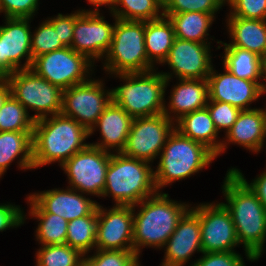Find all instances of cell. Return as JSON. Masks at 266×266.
Wrapping results in <instances>:
<instances>
[{"label":"cell","instance_id":"obj_1","mask_svg":"<svg viewBox=\"0 0 266 266\" xmlns=\"http://www.w3.org/2000/svg\"><path fill=\"white\" fill-rule=\"evenodd\" d=\"M239 243L245 246L249 260H257L266 238V210L252 190L229 170L223 185Z\"/></svg>","mask_w":266,"mask_h":266},{"label":"cell","instance_id":"obj_2","mask_svg":"<svg viewBox=\"0 0 266 266\" xmlns=\"http://www.w3.org/2000/svg\"><path fill=\"white\" fill-rule=\"evenodd\" d=\"M88 135L80 123L62 114L36 120L32 134L33 168L54 161L62 165L88 145L82 143Z\"/></svg>","mask_w":266,"mask_h":266},{"label":"cell","instance_id":"obj_3","mask_svg":"<svg viewBox=\"0 0 266 266\" xmlns=\"http://www.w3.org/2000/svg\"><path fill=\"white\" fill-rule=\"evenodd\" d=\"M148 163L121 152L111 154L102 195L111 193L119 206H135L149 198V195H154L157 192L154 172Z\"/></svg>","mask_w":266,"mask_h":266},{"label":"cell","instance_id":"obj_4","mask_svg":"<svg viewBox=\"0 0 266 266\" xmlns=\"http://www.w3.org/2000/svg\"><path fill=\"white\" fill-rule=\"evenodd\" d=\"M152 198L142 200L143 206L134 217L133 247L139 256V247L166 245L175 231L180 218L188 210L186 204H178L168 199V194L156 193Z\"/></svg>","mask_w":266,"mask_h":266},{"label":"cell","instance_id":"obj_5","mask_svg":"<svg viewBox=\"0 0 266 266\" xmlns=\"http://www.w3.org/2000/svg\"><path fill=\"white\" fill-rule=\"evenodd\" d=\"M151 71L118 74L127 83L112 90V101L133 119L161 113L170 117L163 104V97L171 76Z\"/></svg>","mask_w":266,"mask_h":266},{"label":"cell","instance_id":"obj_6","mask_svg":"<svg viewBox=\"0 0 266 266\" xmlns=\"http://www.w3.org/2000/svg\"><path fill=\"white\" fill-rule=\"evenodd\" d=\"M154 172L156 189L186 178L206 167L216 155L205 145L181 135L176 129L167 138Z\"/></svg>","mask_w":266,"mask_h":266},{"label":"cell","instance_id":"obj_7","mask_svg":"<svg viewBox=\"0 0 266 266\" xmlns=\"http://www.w3.org/2000/svg\"><path fill=\"white\" fill-rule=\"evenodd\" d=\"M115 19L105 68L117 74L150 71L153 66L145 49V21Z\"/></svg>","mask_w":266,"mask_h":266},{"label":"cell","instance_id":"obj_8","mask_svg":"<svg viewBox=\"0 0 266 266\" xmlns=\"http://www.w3.org/2000/svg\"><path fill=\"white\" fill-rule=\"evenodd\" d=\"M5 78L10 85L11 95L26 110L29 107L39 112L32 116L35 121L47 117L48 113L52 116L61 114L63 90L52 85L31 68L20 69Z\"/></svg>","mask_w":266,"mask_h":266},{"label":"cell","instance_id":"obj_9","mask_svg":"<svg viewBox=\"0 0 266 266\" xmlns=\"http://www.w3.org/2000/svg\"><path fill=\"white\" fill-rule=\"evenodd\" d=\"M90 63L85 55L64 47L36 57L31 69L52 85L65 90L87 82L84 74L88 72Z\"/></svg>","mask_w":266,"mask_h":266},{"label":"cell","instance_id":"obj_10","mask_svg":"<svg viewBox=\"0 0 266 266\" xmlns=\"http://www.w3.org/2000/svg\"><path fill=\"white\" fill-rule=\"evenodd\" d=\"M102 85L101 82L87 79V82L63 90L61 114L80 123L89 135L93 133V125L112 101V91L106 95Z\"/></svg>","mask_w":266,"mask_h":266},{"label":"cell","instance_id":"obj_11","mask_svg":"<svg viewBox=\"0 0 266 266\" xmlns=\"http://www.w3.org/2000/svg\"><path fill=\"white\" fill-rule=\"evenodd\" d=\"M110 156L111 153L88 144L65 161L61 166L68 175L72 189L102 195Z\"/></svg>","mask_w":266,"mask_h":266},{"label":"cell","instance_id":"obj_12","mask_svg":"<svg viewBox=\"0 0 266 266\" xmlns=\"http://www.w3.org/2000/svg\"><path fill=\"white\" fill-rule=\"evenodd\" d=\"M172 118L164 113L134 118L122 154L150 162L163 149L173 132ZM172 128V129H171Z\"/></svg>","mask_w":266,"mask_h":266},{"label":"cell","instance_id":"obj_13","mask_svg":"<svg viewBox=\"0 0 266 266\" xmlns=\"http://www.w3.org/2000/svg\"><path fill=\"white\" fill-rule=\"evenodd\" d=\"M200 219L202 253L233 251L239 244L229 210L223 203L202 204L194 210Z\"/></svg>","mask_w":266,"mask_h":266},{"label":"cell","instance_id":"obj_14","mask_svg":"<svg viewBox=\"0 0 266 266\" xmlns=\"http://www.w3.org/2000/svg\"><path fill=\"white\" fill-rule=\"evenodd\" d=\"M134 207L116 205L104 212L101 206H97L95 246L98 250H134Z\"/></svg>","mask_w":266,"mask_h":266},{"label":"cell","instance_id":"obj_15","mask_svg":"<svg viewBox=\"0 0 266 266\" xmlns=\"http://www.w3.org/2000/svg\"><path fill=\"white\" fill-rule=\"evenodd\" d=\"M6 20V26H0V78L32 66L29 18ZM26 55V63L19 68L20 59Z\"/></svg>","mask_w":266,"mask_h":266},{"label":"cell","instance_id":"obj_16","mask_svg":"<svg viewBox=\"0 0 266 266\" xmlns=\"http://www.w3.org/2000/svg\"><path fill=\"white\" fill-rule=\"evenodd\" d=\"M114 26L99 17L98 9L76 18L71 48L89 58H101L110 49Z\"/></svg>","mask_w":266,"mask_h":266},{"label":"cell","instance_id":"obj_17","mask_svg":"<svg viewBox=\"0 0 266 266\" xmlns=\"http://www.w3.org/2000/svg\"><path fill=\"white\" fill-rule=\"evenodd\" d=\"M208 45L175 38L164 62L179 79H207L211 69Z\"/></svg>","mask_w":266,"mask_h":266},{"label":"cell","instance_id":"obj_18","mask_svg":"<svg viewBox=\"0 0 266 266\" xmlns=\"http://www.w3.org/2000/svg\"><path fill=\"white\" fill-rule=\"evenodd\" d=\"M224 74H216L214 70L207 78L210 101L226 102L240 110H248V103L261 95V83L246 80L233 75L225 69Z\"/></svg>","mask_w":266,"mask_h":266},{"label":"cell","instance_id":"obj_19","mask_svg":"<svg viewBox=\"0 0 266 266\" xmlns=\"http://www.w3.org/2000/svg\"><path fill=\"white\" fill-rule=\"evenodd\" d=\"M166 244V264L182 266L195 250L202 252L200 219L194 209L184 213Z\"/></svg>","mask_w":266,"mask_h":266},{"label":"cell","instance_id":"obj_20","mask_svg":"<svg viewBox=\"0 0 266 266\" xmlns=\"http://www.w3.org/2000/svg\"><path fill=\"white\" fill-rule=\"evenodd\" d=\"M73 191V192H72ZM75 189L49 190L30 197L47 213L56 214L68 222L90 215L98 206L94 201L76 194Z\"/></svg>","mask_w":266,"mask_h":266},{"label":"cell","instance_id":"obj_21","mask_svg":"<svg viewBox=\"0 0 266 266\" xmlns=\"http://www.w3.org/2000/svg\"><path fill=\"white\" fill-rule=\"evenodd\" d=\"M266 131V110H241L236 122L227 131L228 141L238 143L255 152L263 146Z\"/></svg>","mask_w":266,"mask_h":266},{"label":"cell","instance_id":"obj_22","mask_svg":"<svg viewBox=\"0 0 266 266\" xmlns=\"http://www.w3.org/2000/svg\"><path fill=\"white\" fill-rule=\"evenodd\" d=\"M132 121L133 118L122 107L111 101L96 121V126L99 125L104 141L101 144L92 143L91 145L105 151L108 147H117L118 153L122 152Z\"/></svg>","mask_w":266,"mask_h":266},{"label":"cell","instance_id":"obj_23","mask_svg":"<svg viewBox=\"0 0 266 266\" xmlns=\"http://www.w3.org/2000/svg\"><path fill=\"white\" fill-rule=\"evenodd\" d=\"M177 121L179 127L174 128L181 135L205 145L216 156L224 151L226 145L215 141L218 131L207 107L184 114Z\"/></svg>","mask_w":266,"mask_h":266},{"label":"cell","instance_id":"obj_24","mask_svg":"<svg viewBox=\"0 0 266 266\" xmlns=\"http://www.w3.org/2000/svg\"><path fill=\"white\" fill-rule=\"evenodd\" d=\"M228 22L233 41L223 43L225 47L248 50L261 58L266 56V20L230 16Z\"/></svg>","mask_w":266,"mask_h":266},{"label":"cell","instance_id":"obj_25","mask_svg":"<svg viewBox=\"0 0 266 266\" xmlns=\"http://www.w3.org/2000/svg\"><path fill=\"white\" fill-rule=\"evenodd\" d=\"M200 82V83H199ZM171 111L180 116L205 108L209 100L207 79H180V84L173 89L170 97Z\"/></svg>","mask_w":266,"mask_h":266},{"label":"cell","instance_id":"obj_26","mask_svg":"<svg viewBox=\"0 0 266 266\" xmlns=\"http://www.w3.org/2000/svg\"><path fill=\"white\" fill-rule=\"evenodd\" d=\"M33 132H0V176L10 163L21 153L20 167L23 169L33 168Z\"/></svg>","mask_w":266,"mask_h":266},{"label":"cell","instance_id":"obj_27","mask_svg":"<svg viewBox=\"0 0 266 266\" xmlns=\"http://www.w3.org/2000/svg\"><path fill=\"white\" fill-rule=\"evenodd\" d=\"M165 18V19H164ZM175 39L172 22L166 17L145 21V49L149 62L164 63Z\"/></svg>","mask_w":266,"mask_h":266},{"label":"cell","instance_id":"obj_28","mask_svg":"<svg viewBox=\"0 0 266 266\" xmlns=\"http://www.w3.org/2000/svg\"><path fill=\"white\" fill-rule=\"evenodd\" d=\"M174 27L175 38L206 44L203 38L213 21V15L203 12L163 14Z\"/></svg>","mask_w":266,"mask_h":266},{"label":"cell","instance_id":"obj_29","mask_svg":"<svg viewBox=\"0 0 266 266\" xmlns=\"http://www.w3.org/2000/svg\"><path fill=\"white\" fill-rule=\"evenodd\" d=\"M224 67L233 75L251 81L262 76V58L237 47H225Z\"/></svg>","mask_w":266,"mask_h":266},{"label":"cell","instance_id":"obj_30","mask_svg":"<svg viewBox=\"0 0 266 266\" xmlns=\"http://www.w3.org/2000/svg\"><path fill=\"white\" fill-rule=\"evenodd\" d=\"M32 216L40 220L37 238L42 245L64 244L67 238L68 221L56 214L45 212L30 196Z\"/></svg>","mask_w":266,"mask_h":266},{"label":"cell","instance_id":"obj_31","mask_svg":"<svg viewBox=\"0 0 266 266\" xmlns=\"http://www.w3.org/2000/svg\"><path fill=\"white\" fill-rule=\"evenodd\" d=\"M97 208L84 217L68 222L66 244L86 254L96 244Z\"/></svg>","mask_w":266,"mask_h":266},{"label":"cell","instance_id":"obj_32","mask_svg":"<svg viewBox=\"0 0 266 266\" xmlns=\"http://www.w3.org/2000/svg\"><path fill=\"white\" fill-rule=\"evenodd\" d=\"M35 120L12 95L0 109V132H33Z\"/></svg>","mask_w":266,"mask_h":266},{"label":"cell","instance_id":"obj_33","mask_svg":"<svg viewBox=\"0 0 266 266\" xmlns=\"http://www.w3.org/2000/svg\"><path fill=\"white\" fill-rule=\"evenodd\" d=\"M117 4H121L125 8L120 11L117 7H110L117 19L152 21L163 17V14L158 15L159 8L163 9V4L159 0H117Z\"/></svg>","mask_w":266,"mask_h":266},{"label":"cell","instance_id":"obj_34","mask_svg":"<svg viewBox=\"0 0 266 266\" xmlns=\"http://www.w3.org/2000/svg\"><path fill=\"white\" fill-rule=\"evenodd\" d=\"M83 256L78 249L66 243L43 245L37 253V266H78Z\"/></svg>","mask_w":266,"mask_h":266},{"label":"cell","instance_id":"obj_35","mask_svg":"<svg viewBox=\"0 0 266 266\" xmlns=\"http://www.w3.org/2000/svg\"><path fill=\"white\" fill-rule=\"evenodd\" d=\"M64 47L59 41L58 29H54L48 21H45L36 30L33 37L31 34L32 63L36 57Z\"/></svg>","mask_w":266,"mask_h":266},{"label":"cell","instance_id":"obj_36","mask_svg":"<svg viewBox=\"0 0 266 266\" xmlns=\"http://www.w3.org/2000/svg\"><path fill=\"white\" fill-rule=\"evenodd\" d=\"M223 3L225 0H166L162 14L203 12L214 16Z\"/></svg>","mask_w":266,"mask_h":266},{"label":"cell","instance_id":"obj_37","mask_svg":"<svg viewBox=\"0 0 266 266\" xmlns=\"http://www.w3.org/2000/svg\"><path fill=\"white\" fill-rule=\"evenodd\" d=\"M206 107L217 131L222 128H226L228 131L236 122L237 116L241 111L238 107L229 103L218 101H211V104L207 103Z\"/></svg>","mask_w":266,"mask_h":266},{"label":"cell","instance_id":"obj_38","mask_svg":"<svg viewBox=\"0 0 266 266\" xmlns=\"http://www.w3.org/2000/svg\"><path fill=\"white\" fill-rule=\"evenodd\" d=\"M98 266H138V256L134 250H98L91 257Z\"/></svg>","mask_w":266,"mask_h":266},{"label":"cell","instance_id":"obj_39","mask_svg":"<svg viewBox=\"0 0 266 266\" xmlns=\"http://www.w3.org/2000/svg\"><path fill=\"white\" fill-rule=\"evenodd\" d=\"M234 12L231 16L266 20V0H227Z\"/></svg>","mask_w":266,"mask_h":266},{"label":"cell","instance_id":"obj_40","mask_svg":"<svg viewBox=\"0 0 266 266\" xmlns=\"http://www.w3.org/2000/svg\"><path fill=\"white\" fill-rule=\"evenodd\" d=\"M38 0H0V12L6 18H31L35 13Z\"/></svg>","mask_w":266,"mask_h":266},{"label":"cell","instance_id":"obj_41","mask_svg":"<svg viewBox=\"0 0 266 266\" xmlns=\"http://www.w3.org/2000/svg\"><path fill=\"white\" fill-rule=\"evenodd\" d=\"M203 258L192 266H244L242 258L233 251L203 253Z\"/></svg>","mask_w":266,"mask_h":266},{"label":"cell","instance_id":"obj_42","mask_svg":"<svg viewBox=\"0 0 266 266\" xmlns=\"http://www.w3.org/2000/svg\"><path fill=\"white\" fill-rule=\"evenodd\" d=\"M81 13L82 11H79L68 16L58 14L56 18L47 20L54 27V29H58L59 41H61L65 47H71L75 21Z\"/></svg>","mask_w":266,"mask_h":266},{"label":"cell","instance_id":"obj_43","mask_svg":"<svg viewBox=\"0 0 266 266\" xmlns=\"http://www.w3.org/2000/svg\"><path fill=\"white\" fill-rule=\"evenodd\" d=\"M22 212L12 205H0V231L19 226L23 222Z\"/></svg>","mask_w":266,"mask_h":266},{"label":"cell","instance_id":"obj_44","mask_svg":"<svg viewBox=\"0 0 266 266\" xmlns=\"http://www.w3.org/2000/svg\"><path fill=\"white\" fill-rule=\"evenodd\" d=\"M231 170L252 190L266 210V172L254 180L253 183L248 184L239 170L234 168Z\"/></svg>","mask_w":266,"mask_h":266},{"label":"cell","instance_id":"obj_45","mask_svg":"<svg viewBox=\"0 0 266 266\" xmlns=\"http://www.w3.org/2000/svg\"><path fill=\"white\" fill-rule=\"evenodd\" d=\"M11 96V88L6 78H0V109Z\"/></svg>","mask_w":266,"mask_h":266},{"label":"cell","instance_id":"obj_46","mask_svg":"<svg viewBox=\"0 0 266 266\" xmlns=\"http://www.w3.org/2000/svg\"><path fill=\"white\" fill-rule=\"evenodd\" d=\"M91 4H94L95 6H101L103 4H110L112 5H117V0H88Z\"/></svg>","mask_w":266,"mask_h":266},{"label":"cell","instance_id":"obj_47","mask_svg":"<svg viewBox=\"0 0 266 266\" xmlns=\"http://www.w3.org/2000/svg\"><path fill=\"white\" fill-rule=\"evenodd\" d=\"M263 75H265V77ZM262 77L266 79V56L262 58ZM260 89L261 95L266 92V86L263 83L260 85Z\"/></svg>","mask_w":266,"mask_h":266},{"label":"cell","instance_id":"obj_48","mask_svg":"<svg viewBox=\"0 0 266 266\" xmlns=\"http://www.w3.org/2000/svg\"><path fill=\"white\" fill-rule=\"evenodd\" d=\"M78 266H98V264L90 257L80 259Z\"/></svg>","mask_w":266,"mask_h":266},{"label":"cell","instance_id":"obj_49","mask_svg":"<svg viewBox=\"0 0 266 266\" xmlns=\"http://www.w3.org/2000/svg\"><path fill=\"white\" fill-rule=\"evenodd\" d=\"M162 266H179V265H171V264H166V263H162Z\"/></svg>","mask_w":266,"mask_h":266},{"label":"cell","instance_id":"obj_50","mask_svg":"<svg viewBox=\"0 0 266 266\" xmlns=\"http://www.w3.org/2000/svg\"><path fill=\"white\" fill-rule=\"evenodd\" d=\"M159 1H160L162 4H164L166 0H159Z\"/></svg>","mask_w":266,"mask_h":266}]
</instances>
